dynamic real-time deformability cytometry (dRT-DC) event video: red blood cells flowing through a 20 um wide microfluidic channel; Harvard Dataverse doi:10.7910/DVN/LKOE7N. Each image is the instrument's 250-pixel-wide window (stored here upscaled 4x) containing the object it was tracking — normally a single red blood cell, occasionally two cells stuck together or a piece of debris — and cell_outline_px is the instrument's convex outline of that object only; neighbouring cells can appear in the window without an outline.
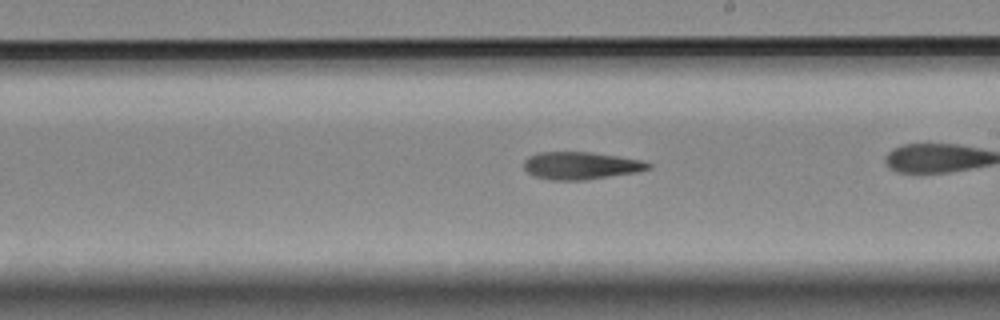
{"species": "Egyptian fruit bat (a non-hibernating species)", "species_latin": "Rousettus aegyptiacus", "temperature_condition": "room temperature", "stored_images_in_passage": 19, "camera_frame_rate_fps": 3000, "um_per_image_px": 0.085, "animal": {"sex": "female"}, "frame": {"image": 1, "passage_image": 11, "time_ms": 3.333, "image_size_px": [1000, 320], "cell_outline_px": [[652, 168], [636, 172], [584, 180], [552, 180], [532, 176], [524, 168], [524, 160], [528, 156], [536, 152], [592, 152], [640, 160], [652, 164]], "centroid_in_image_um": [49.33, 14.07], "position_along_channel_um": 239.7, "area_um2": 19.94}}